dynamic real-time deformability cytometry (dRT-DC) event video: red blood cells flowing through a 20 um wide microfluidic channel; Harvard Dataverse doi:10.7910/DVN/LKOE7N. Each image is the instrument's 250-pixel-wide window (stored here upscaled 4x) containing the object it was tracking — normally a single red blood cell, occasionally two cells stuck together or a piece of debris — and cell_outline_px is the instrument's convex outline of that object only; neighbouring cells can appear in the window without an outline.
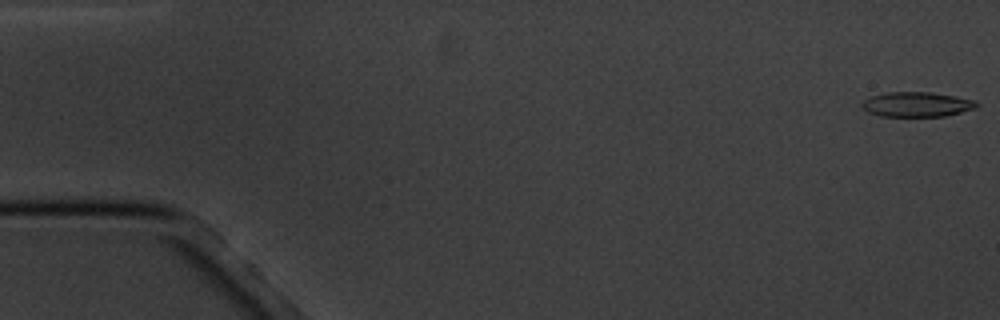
{"species": "common noctule bat (a hibernating species)", "species_latin": "Nyctalus noctula", "temperature_condition": "cold", "stored_images_in_passage": 4, "camera_frame_rate_fps": 3000, "um_per_image_px": 0.085, "animal": {"sex": "male", "body_mass_g": 20.1, "forearm_length_mm": 53.5}, "frame": {"image": 1, "passage_image": 1, "time_ms": 0.0, "image_size_px": [1000, 320], "cell_outline_px": [[980, 104], [976, 108], [944, 116], [880, 116], [868, 112], [860, 104], [864, 100], [872, 96], [888, 92], [932, 92], [956, 96], [976, 100]], "centroid_in_image_um": [77.96, 8.87], "position_along_channel_um": 7.0, "area_um2": 16.59}}
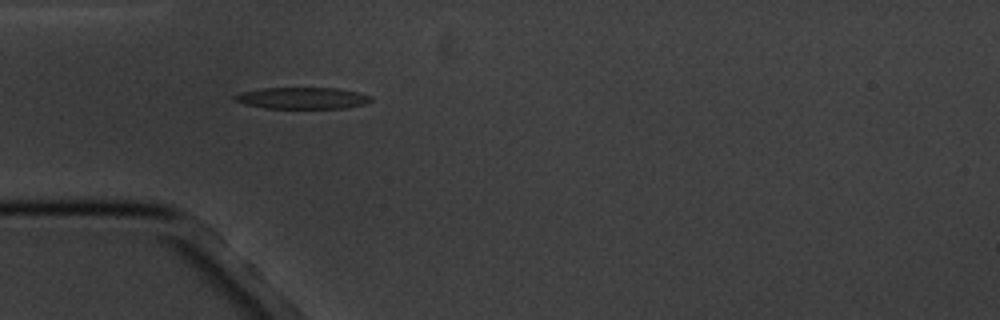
{"frame": {"image": 2, "passage_image": 4, "time_ms": 5.333, "image_size_px": [1000, 320], "cell_outline_px": [[372, 100], [364, 104], [344, 108], [264, 108], [244, 104], [232, 100], [232, 96], [240, 92], [264, 88], [336, 88], [360, 92], [372, 96]], "centroid_in_image_um": [25.67, 8.33], "position_along_channel_um": 59.3, "area_um2": 17.22}}